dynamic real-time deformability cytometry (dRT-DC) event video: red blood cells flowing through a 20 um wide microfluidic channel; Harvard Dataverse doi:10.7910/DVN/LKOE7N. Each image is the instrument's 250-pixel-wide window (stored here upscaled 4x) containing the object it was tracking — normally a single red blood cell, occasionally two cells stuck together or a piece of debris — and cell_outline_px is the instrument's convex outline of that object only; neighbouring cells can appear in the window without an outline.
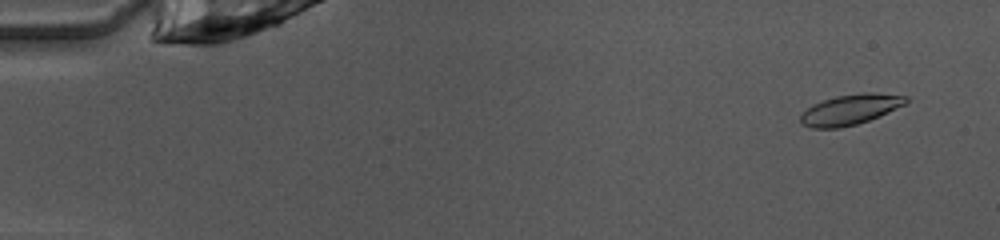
{"species": "common noctule bat (a hibernating species)", "species_latin": "Nyctalus noctula", "temperature_condition": "warm", "stored_images_in_passage": 50, "camera_frame_rate_fps": 3000, "um_per_image_px": 0.085, "animal": {"sex": "female", "body_mass_g": 10.0, "forearm_length_mm": 53.1}, "frame": {"image": 1, "passage_image": 4, "time_ms": 1.0, "image_size_px": [1000, 240], "cell_outline_px": [[908, 100], [904, 104], [868, 120], [856, 124], [840, 128], [812, 128], [800, 124], [800, 116], [812, 104], [836, 96], [860, 92], [868, 92], [908, 96]], "centroid_in_image_um": [72.22, 9.31], "position_along_channel_um": 12.8, "area_um2": 18.38}}
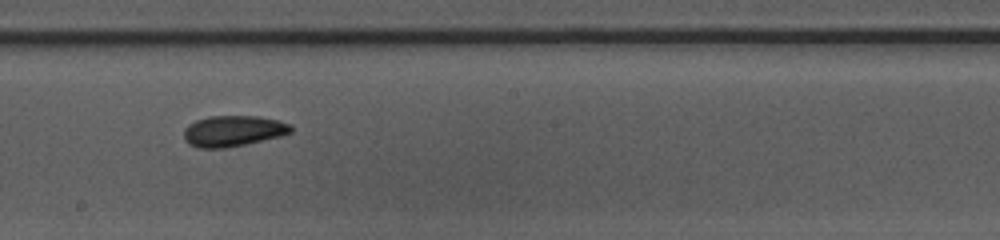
{"frame": {"image": 2, "passage_image": 29, "time_ms": 9.333, "image_size_px": [1000, 240], "cell_outline_px": [[292, 132], [280, 136], [228, 148], [200, 148], [188, 144], [184, 140], [184, 128], [188, 124], [196, 120], [208, 116], [260, 116], [280, 120], [292, 124]], "centroid_in_image_um": [19.82, 11.13], "position_along_channel_um": 228.4, "area_um2": 19.54}}
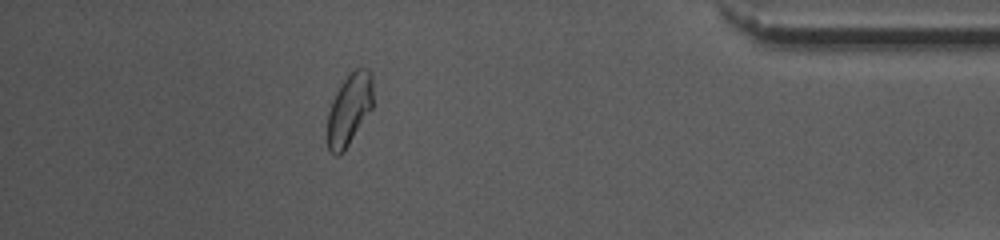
{"frame": {"image": 3, "passage_image": 45, "time_ms": 14.667, "image_size_px": [1000, 240], "cell_outline_px": [[372, 108], [344, 152], [336, 156], [328, 148], [328, 112], [332, 100], [340, 84], [348, 72], [356, 68], [368, 68], [372, 76]], "centroid_in_image_um": [29.69, 9.26], "position_along_channel_um": 405.5, "area_um2": 19.07}, "authors_computed_cell_mechanics": {"area_um2": 18.785, "velocity_mm_per_s": 4.0369, "shape_relaxation_time_tau1_ms": 5.2857, "shape_relaxation_time_tau2_ms": 2.7267, "deformation_change_tau1": 0.1488, "deformation_change_tau2": 0.0691}}